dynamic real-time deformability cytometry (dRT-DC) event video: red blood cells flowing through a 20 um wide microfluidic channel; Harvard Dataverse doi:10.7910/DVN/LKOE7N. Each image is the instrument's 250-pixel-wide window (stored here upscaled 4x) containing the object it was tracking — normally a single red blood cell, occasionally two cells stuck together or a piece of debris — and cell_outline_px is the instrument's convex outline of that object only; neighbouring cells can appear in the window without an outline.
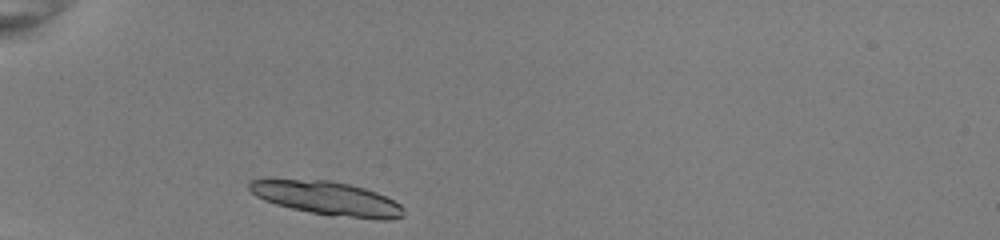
{"species": "common noctule bat (a hibernating species)", "species_latin": "Nyctalus noctula", "temperature_condition": "room temperature", "stored_images_in_passage": 32, "camera_frame_rate_fps": 3000, "um_per_image_px": 0.085, "animal": {"sex": "female", "body_mass_g": 22.0, "forearm_length_mm": 56.7}, "frame": {"image": 1, "passage_image": 1, "time_ms": 0.0, "image_size_px": [1000, 240], "cell_outline_px": [[404, 216], [388, 220], [380, 220], [328, 216], [292, 208], [276, 204], [264, 200], [256, 196], [248, 188], [248, 180], [328, 180], [348, 184], [364, 188], [376, 192], [400, 204], [404, 208]], "centroid_in_image_um": [27.85, 16.88], "position_along_channel_um": 57.2, "area_um2": 30.23}}